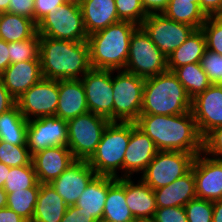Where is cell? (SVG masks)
<instances>
[{"instance_id": "1", "label": "cell", "mask_w": 222, "mask_h": 222, "mask_svg": "<svg viewBox=\"0 0 222 222\" xmlns=\"http://www.w3.org/2000/svg\"><path fill=\"white\" fill-rule=\"evenodd\" d=\"M136 125L155 143L159 151H182L197 156L203 152L192 111L178 115L140 114Z\"/></svg>"}, {"instance_id": "2", "label": "cell", "mask_w": 222, "mask_h": 222, "mask_svg": "<svg viewBox=\"0 0 222 222\" xmlns=\"http://www.w3.org/2000/svg\"><path fill=\"white\" fill-rule=\"evenodd\" d=\"M39 58L44 79H81L92 68L87 41L40 36Z\"/></svg>"}, {"instance_id": "3", "label": "cell", "mask_w": 222, "mask_h": 222, "mask_svg": "<svg viewBox=\"0 0 222 222\" xmlns=\"http://www.w3.org/2000/svg\"><path fill=\"white\" fill-rule=\"evenodd\" d=\"M129 21H120L92 33L87 38L91 67L104 70H124L130 39L138 28Z\"/></svg>"}, {"instance_id": "4", "label": "cell", "mask_w": 222, "mask_h": 222, "mask_svg": "<svg viewBox=\"0 0 222 222\" xmlns=\"http://www.w3.org/2000/svg\"><path fill=\"white\" fill-rule=\"evenodd\" d=\"M192 99L172 71L145 78L141 114L178 115L191 111Z\"/></svg>"}, {"instance_id": "5", "label": "cell", "mask_w": 222, "mask_h": 222, "mask_svg": "<svg viewBox=\"0 0 222 222\" xmlns=\"http://www.w3.org/2000/svg\"><path fill=\"white\" fill-rule=\"evenodd\" d=\"M130 140V122H110L105 128L95 153L88 160L97 175L119 178ZM118 170V171H117Z\"/></svg>"}, {"instance_id": "6", "label": "cell", "mask_w": 222, "mask_h": 222, "mask_svg": "<svg viewBox=\"0 0 222 222\" xmlns=\"http://www.w3.org/2000/svg\"><path fill=\"white\" fill-rule=\"evenodd\" d=\"M112 70L113 122H136L141 114L145 78Z\"/></svg>"}, {"instance_id": "7", "label": "cell", "mask_w": 222, "mask_h": 222, "mask_svg": "<svg viewBox=\"0 0 222 222\" xmlns=\"http://www.w3.org/2000/svg\"><path fill=\"white\" fill-rule=\"evenodd\" d=\"M39 36L61 40L87 41L80 4L66 1L58 10L50 12L37 24Z\"/></svg>"}, {"instance_id": "8", "label": "cell", "mask_w": 222, "mask_h": 222, "mask_svg": "<svg viewBox=\"0 0 222 222\" xmlns=\"http://www.w3.org/2000/svg\"><path fill=\"white\" fill-rule=\"evenodd\" d=\"M109 123L107 118L89 111L67 121V146L75 160L88 161L91 158Z\"/></svg>"}, {"instance_id": "9", "label": "cell", "mask_w": 222, "mask_h": 222, "mask_svg": "<svg viewBox=\"0 0 222 222\" xmlns=\"http://www.w3.org/2000/svg\"><path fill=\"white\" fill-rule=\"evenodd\" d=\"M124 70L143 78L168 70L167 57L140 26L132 33Z\"/></svg>"}, {"instance_id": "10", "label": "cell", "mask_w": 222, "mask_h": 222, "mask_svg": "<svg viewBox=\"0 0 222 222\" xmlns=\"http://www.w3.org/2000/svg\"><path fill=\"white\" fill-rule=\"evenodd\" d=\"M194 158V154L182 151H158L141 179L153 190L167 186L191 170Z\"/></svg>"}, {"instance_id": "11", "label": "cell", "mask_w": 222, "mask_h": 222, "mask_svg": "<svg viewBox=\"0 0 222 222\" xmlns=\"http://www.w3.org/2000/svg\"><path fill=\"white\" fill-rule=\"evenodd\" d=\"M140 27L166 57L180 47L195 30L190 25L171 20L163 13L148 14Z\"/></svg>"}, {"instance_id": "12", "label": "cell", "mask_w": 222, "mask_h": 222, "mask_svg": "<svg viewBox=\"0 0 222 222\" xmlns=\"http://www.w3.org/2000/svg\"><path fill=\"white\" fill-rule=\"evenodd\" d=\"M58 80L42 79L24 92L16 104L22 115L30 121L55 116L58 107Z\"/></svg>"}, {"instance_id": "13", "label": "cell", "mask_w": 222, "mask_h": 222, "mask_svg": "<svg viewBox=\"0 0 222 222\" xmlns=\"http://www.w3.org/2000/svg\"><path fill=\"white\" fill-rule=\"evenodd\" d=\"M89 112L113 122L112 70L91 68L82 78Z\"/></svg>"}, {"instance_id": "14", "label": "cell", "mask_w": 222, "mask_h": 222, "mask_svg": "<svg viewBox=\"0 0 222 222\" xmlns=\"http://www.w3.org/2000/svg\"><path fill=\"white\" fill-rule=\"evenodd\" d=\"M68 124L57 116L31 119L27 125L26 145L31 155L46 148L67 146Z\"/></svg>"}, {"instance_id": "15", "label": "cell", "mask_w": 222, "mask_h": 222, "mask_svg": "<svg viewBox=\"0 0 222 222\" xmlns=\"http://www.w3.org/2000/svg\"><path fill=\"white\" fill-rule=\"evenodd\" d=\"M191 111L202 138L222 126V85L211 84L197 94L192 99Z\"/></svg>"}, {"instance_id": "16", "label": "cell", "mask_w": 222, "mask_h": 222, "mask_svg": "<svg viewBox=\"0 0 222 222\" xmlns=\"http://www.w3.org/2000/svg\"><path fill=\"white\" fill-rule=\"evenodd\" d=\"M191 170L194 173L196 197L208 201L222 199V161L201 152L195 156Z\"/></svg>"}, {"instance_id": "17", "label": "cell", "mask_w": 222, "mask_h": 222, "mask_svg": "<svg viewBox=\"0 0 222 222\" xmlns=\"http://www.w3.org/2000/svg\"><path fill=\"white\" fill-rule=\"evenodd\" d=\"M154 141L135 122H130V140L124 154L121 177H132L143 173L158 153Z\"/></svg>"}, {"instance_id": "18", "label": "cell", "mask_w": 222, "mask_h": 222, "mask_svg": "<svg viewBox=\"0 0 222 222\" xmlns=\"http://www.w3.org/2000/svg\"><path fill=\"white\" fill-rule=\"evenodd\" d=\"M96 175V172L89 165L88 161L75 160L50 184L63 198L67 206H73Z\"/></svg>"}, {"instance_id": "19", "label": "cell", "mask_w": 222, "mask_h": 222, "mask_svg": "<svg viewBox=\"0 0 222 222\" xmlns=\"http://www.w3.org/2000/svg\"><path fill=\"white\" fill-rule=\"evenodd\" d=\"M75 161L68 146L46 148L32 155V164L40 184H49Z\"/></svg>"}, {"instance_id": "20", "label": "cell", "mask_w": 222, "mask_h": 222, "mask_svg": "<svg viewBox=\"0 0 222 222\" xmlns=\"http://www.w3.org/2000/svg\"><path fill=\"white\" fill-rule=\"evenodd\" d=\"M0 78L11 96L17 100L31 86L43 79L40 60L10 64Z\"/></svg>"}, {"instance_id": "21", "label": "cell", "mask_w": 222, "mask_h": 222, "mask_svg": "<svg viewBox=\"0 0 222 222\" xmlns=\"http://www.w3.org/2000/svg\"><path fill=\"white\" fill-rule=\"evenodd\" d=\"M58 107L55 116L70 120L89 111L81 79L58 80Z\"/></svg>"}, {"instance_id": "22", "label": "cell", "mask_w": 222, "mask_h": 222, "mask_svg": "<svg viewBox=\"0 0 222 222\" xmlns=\"http://www.w3.org/2000/svg\"><path fill=\"white\" fill-rule=\"evenodd\" d=\"M135 184L131 177H125L126 203L136 221L152 220L156 212L154 190L141 178Z\"/></svg>"}, {"instance_id": "23", "label": "cell", "mask_w": 222, "mask_h": 222, "mask_svg": "<svg viewBox=\"0 0 222 222\" xmlns=\"http://www.w3.org/2000/svg\"><path fill=\"white\" fill-rule=\"evenodd\" d=\"M79 4L88 36L120 22L115 0H80Z\"/></svg>"}, {"instance_id": "24", "label": "cell", "mask_w": 222, "mask_h": 222, "mask_svg": "<svg viewBox=\"0 0 222 222\" xmlns=\"http://www.w3.org/2000/svg\"><path fill=\"white\" fill-rule=\"evenodd\" d=\"M157 208L184 207L196 198L194 173L190 170L183 177L174 180L167 186L154 189Z\"/></svg>"}, {"instance_id": "25", "label": "cell", "mask_w": 222, "mask_h": 222, "mask_svg": "<svg viewBox=\"0 0 222 222\" xmlns=\"http://www.w3.org/2000/svg\"><path fill=\"white\" fill-rule=\"evenodd\" d=\"M102 219L107 222H137L126 203L125 177H109Z\"/></svg>"}, {"instance_id": "26", "label": "cell", "mask_w": 222, "mask_h": 222, "mask_svg": "<svg viewBox=\"0 0 222 222\" xmlns=\"http://www.w3.org/2000/svg\"><path fill=\"white\" fill-rule=\"evenodd\" d=\"M67 205L63 198L49 184H40L32 222H60Z\"/></svg>"}, {"instance_id": "27", "label": "cell", "mask_w": 222, "mask_h": 222, "mask_svg": "<svg viewBox=\"0 0 222 222\" xmlns=\"http://www.w3.org/2000/svg\"><path fill=\"white\" fill-rule=\"evenodd\" d=\"M109 189V177L96 175L78 198L75 206L81 212L92 215L96 221L101 220Z\"/></svg>"}, {"instance_id": "28", "label": "cell", "mask_w": 222, "mask_h": 222, "mask_svg": "<svg viewBox=\"0 0 222 222\" xmlns=\"http://www.w3.org/2000/svg\"><path fill=\"white\" fill-rule=\"evenodd\" d=\"M206 50V40L204 33L200 29H195L188 39L177 47L169 57H167V68L173 71L186 64L200 63Z\"/></svg>"}, {"instance_id": "29", "label": "cell", "mask_w": 222, "mask_h": 222, "mask_svg": "<svg viewBox=\"0 0 222 222\" xmlns=\"http://www.w3.org/2000/svg\"><path fill=\"white\" fill-rule=\"evenodd\" d=\"M37 34V24L34 20L12 14L0 13V39L9 42L27 40Z\"/></svg>"}, {"instance_id": "30", "label": "cell", "mask_w": 222, "mask_h": 222, "mask_svg": "<svg viewBox=\"0 0 222 222\" xmlns=\"http://www.w3.org/2000/svg\"><path fill=\"white\" fill-rule=\"evenodd\" d=\"M28 120L17 104L0 115V140L13 145H26Z\"/></svg>"}, {"instance_id": "31", "label": "cell", "mask_w": 222, "mask_h": 222, "mask_svg": "<svg viewBox=\"0 0 222 222\" xmlns=\"http://www.w3.org/2000/svg\"><path fill=\"white\" fill-rule=\"evenodd\" d=\"M173 21L184 23L200 29L207 19L199 3L184 0H169L167 8L162 12Z\"/></svg>"}, {"instance_id": "32", "label": "cell", "mask_w": 222, "mask_h": 222, "mask_svg": "<svg viewBox=\"0 0 222 222\" xmlns=\"http://www.w3.org/2000/svg\"><path fill=\"white\" fill-rule=\"evenodd\" d=\"M183 85L188 95L193 99L204 92L212 83L202 69L201 63L186 64L172 71Z\"/></svg>"}, {"instance_id": "33", "label": "cell", "mask_w": 222, "mask_h": 222, "mask_svg": "<svg viewBox=\"0 0 222 222\" xmlns=\"http://www.w3.org/2000/svg\"><path fill=\"white\" fill-rule=\"evenodd\" d=\"M39 190L38 182L34 187L7 193V207L28 222H32Z\"/></svg>"}, {"instance_id": "34", "label": "cell", "mask_w": 222, "mask_h": 222, "mask_svg": "<svg viewBox=\"0 0 222 222\" xmlns=\"http://www.w3.org/2000/svg\"><path fill=\"white\" fill-rule=\"evenodd\" d=\"M38 183L33 164L10 167L3 189L7 193L34 187Z\"/></svg>"}, {"instance_id": "35", "label": "cell", "mask_w": 222, "mask_h": 222, "mask_svg": "<svg viewBox=\"0 0 222 222\" xmlns=\"http://www.w3.org/2000/svg\"><path fill=\"white\" fill-rule=\"evenodd\" d=\"M8 47L10 64L40 60V36L38 33L27 40L9 42Z\"/></svg>"}, {"instance_id": "36", "label": "cell", "mask_w": 222, "mask_h": 222, "mask_svg": "<svg viewBox=\"0 0 222 222\" xmlns=\"http://www.w3.org/2000/svg\"><path fill=\"white\" fill-rule=\"evenodd\" d=\"M0 162L9 167L25 166L32 163L27 145H13L0 140Z\"/></svg>"}, {"instance_id": "37", "label": "cell", "mask_w": 222, "mask_h": 222, "mask_svg": "<svg viewBox=\"0 0 222 222\" xmlns=\"http://www.w3.org/2000/svg\"><path fill=\"white\" fill-rule=\"evenodd\" d=\"M206 49L222 55V16H208L201 27Z\"/></svg>"}, {"instance_id": "38", "label": "cell", "mask_w": 222, "mask_h": 222, "mask_svg": "<svg viewBox=\"0 0 222 222\" xmlns=\"http://www.w3.org/2000/svg\"><path fill=\"white\" fill-rule=\"evenodd\" d=\"M115 4L120 21H129L140 26L148 16L141 0H115Z\"/></svg>"}, {"instance_id": "39", "label": "cell", "mask_w": 222, "mask_h": 222, "mask_svg": "<svg viewBox=\"0 0 222 222\" xmlns=\"http://www.w3.org/2000/svg\"><path fill=\"white\" fill-rule=\"evenodd\" d=\"M188 222H212L213 202L205 199L194 198L185 206Z\"/></svg>"}, {"instance_id": "40", "label": "cell", "mask_w": 222, "mask_h": 222, "mask_svg": "<svg viewBox=\"0 0 222 222\" xmlns=\"http://www.w3.org/2000/svg\"><path fill=\"white\" fill-rule=\"evenodd\" d=\"M200 63L210 82L222 85V55L206 49Z\"/></svg>"}, {"instance_id": "41", "label": "cell", "mask_w": 222, "mask_h": 222, "mask_svg": "<svg viewBox=\"0 0 222 222\" xmlns=\"http://www.w3.org/2000/svg\"><path fill=\"white\" fill-rule=\"evenodd\" d=\"M203 153L222 161V126L213 129L203 138Z\"/></svg>"}, {"instance_id": "42", "label": "cell", "mask_w": 222, "mask_h": 222, "mask_svg": "<svg viewBox=\"0 0 222 222\" xmlns=\"http://www.w3.org/2000/svg\"><path fill=\"white\" fill-rule=\"evenodd\" d=\"M153 222H188L184 207L157 208L152 218Z\"/></svg>"}, {"instance_id": "43", "label": "cell", "mask_w": 222, "mask_h": 222, "mask_svg": "<svg viewBox=\"0 0 222 222\" xmlns=\"http://www.w3.org/2000/svg\"><path fill=\"white\" fill-rule=\"evenodd\" d=\"M67 0H34V21L38 24L46 15L54 10H58L59 6Z\"/></svg>"}, {"instance_id": "44", "label": "cell", "mask_w": 222, "mask_h": 222, "mask_svg": "<svg viewBox=\"0 0 222 222\" xmlns=\"http://www.w3.org/2000/svg\"><path fill=\"white\" fill-rule=\"evenodd\" d=\"M8 12L34 20V0H10Z\"/></svg>"}, {"instance_id": "45", "label": "cell", "mask_w": 222, "mask_h": 222, "mask_svg": "<svg viewBox=\"0 0 222 222\" xmlns=\"http://www.w3.org/2000/svg\"><path fill=\"white\" fill-rule=\"evenodd\" d=\"M60 222H96L92 215L81 212V208L75 205L67 206L64 217Z\"/></svg>"}, {"instance_id": "46", "label": "cell", "mask_w": 222, "mask_h": 222, "mask_svg": "<svg viewBox=\"0 0 222 222\" xmlns=\"http://www.w3.org/2000/svg\"><path fill=\"white\" fill-rule=\"evenodd\" d=\"M199 5L207 16H222V0H199Z\"/></svg>"}, {"instance_id": "47", "label": "cell", "mask_w": 222, "mask_h": 222, "mask_svg": "<svg viewBox=\"0 0 222 222\" xmlns=\"http://www.w3.org/2000/svg\"><path fill=\"white\" fill-rule=\"evenodd\" d=\"M16 104V100L11 96L9 91L5 88L0 78V115L3 112L11 109Z\"/></svg>"}, {"instance_id": "48", "label": "cell", "mask_w": 222, "mask_h": 222, "mask_svg": "<svg viewBox=\"0 0 222 222\" xmlns=\"http://www.w3.org/2000/svg\"><path fill=\"white\" fill-rule=\"evenodd\" d=\"M169 0H141L147 14L162 13L168 5Z\"/></svg>"}, {"instance_id": "49", "label": "cell", "mask_w": 222, "mask_h": 222, "mask_svg": "<svg viewBox=\"0 0 222 222\" xmlns=\"http://www.w3.org/2000/svg\"><path fill=\"white\" fill-rule=\"evenodd\" d=\"M0 222H28L8 207L0 209Z\"/></svg>"}, {"instance_id": "50", "label": "cell", "mask_w": 222, "mask_h": 222, "mask_svg": "<svg viewBox=\"0 0 222 222\" xmlns=\"http://www.w3.org/2000/svg\"><path fill=\"white\" fill-rule=\"evenodd\" d=\"M8 43L0 39V74L10 65Z\"/></svg>"}, {"instance_id": "51", "label": "cell", "mask_w": 222, "mask_h": 222, "mask_svg": "<svg viewBox=\"0 0 222 222\" xmlns=\"http://www.w3.org/2000/svg\"><path fill=\"white\" fill-rule=\"evenodd\" d=\"M212 222H222V199L213 202Z\"/></svg>"}, {"instance_id": "52", "label": "cell", "mask_w": 222, "mask_h": 222, "mask_svg": "<svg viewBox=\"0 0 222 222\" xmlns=\"http://www.w3.org/2000/svg\"><path fill=\"white\" fill-rule=\"evenodd\" d=\"M9 171L10 167L0 162V188H3L5 179L7 178Z\"/></svg>"}, {"instance_id": "53", "label": "cell", "mask_w": 222, "mask_h": 222, "mask_svg": "<svg viewBox=\"0 0 222 222\" xmlns=\"http://www.w3.org/2000/svg\"><path fill=\"white\" fill-rule=\"evenodd\" d=\"M7 207V192L0 188V209Z\"/></svg>"}, {"instance_id": "54", "label": "cell", "mask_w": 222, "mask_h": 222, "mask_svg": "<svg viewBox=\"0 0 222 222\" xmlns=\"http://www.w3.org/2000/svg\"><path fill=\"white\" fill-rule=\"evenodd\" d=\"M10 0H0V13L8 12Z\"/></svg>"}, {"instance_id": "55", "label": "cell", "mask_w": 222, "mask_h": 222, "mask_svg": "<svg viewBox=\"0 0 222 222\" xmlns=\"http://www.w3.org/2000/svg\"><path fill=\"white\" fill-rule=\"evenodd\" d=\"M184 1H190L191 3H199V0H184Z\"/></svg>"}, {"instance_id": "56", "label": "cell", "mask_w": 222, "mask_h": 222, "mask_svg": "<svg viewBox=\"0 0 222 222\" xmlns=\"http://www.w3.org/2000/svg\"><path fill=\"white\" fill-rule=\"evenodd\" d=\"M137 222H153L152 220H145V221H137Z\"/></svg>"}, {"instance_id": "57", "label": "cell", "mask_w": 222, "mask_h": 222, "mask_svg": "<svg viewBox=\"0 0 222 222\" xmlns=\"http://www.w3.org/2000/svg\"><path fill=\"white\" fill-rule=\"evenodd\" d=\"M67 1H74V2H80V0H67Z\"/></svg>"}, {"instance_id": "58", "label": "cell", "mask_w": 222, "mask_h": 222, "mask_svg": "<svg viewBox=\"0 0 222 222\" xmlns=\"http://www.w3.org/2000/svg\"><path fill=\"white\" fill-rule=\"evenodd\" d=\"M96 222H107V221L101 219V220H98V221H96Z\"/></svg>"}]
</instances>
